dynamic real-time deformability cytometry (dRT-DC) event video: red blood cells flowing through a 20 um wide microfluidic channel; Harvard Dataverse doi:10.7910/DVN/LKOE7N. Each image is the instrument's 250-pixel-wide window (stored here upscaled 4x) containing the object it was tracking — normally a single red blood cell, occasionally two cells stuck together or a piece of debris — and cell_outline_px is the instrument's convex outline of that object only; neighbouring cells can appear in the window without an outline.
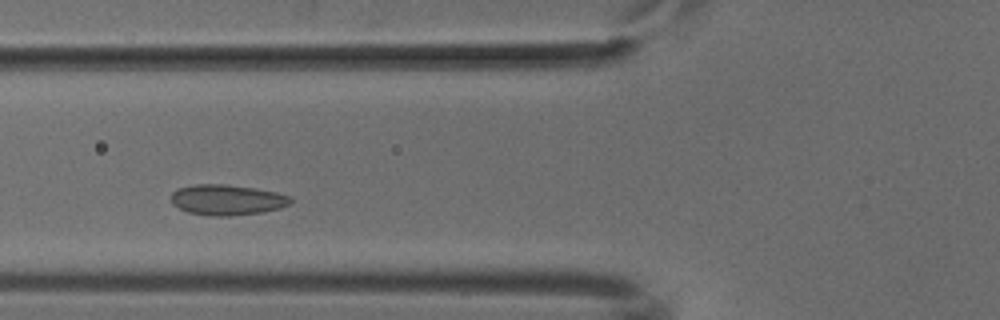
{"species": "common noctule bat (a hibernating species)", "species_latin": "Nyctalus noctula", "temperature_condition": "cold", "stored_images_in_passage": 43, "camera_frame_rate_fps": 3000, "um_per_image_px": 0.085, "animal": {"sex": "male", "body_mass_g": 18.8}, "frame": {"image": 1, "passage_image": 10, "time_ms": 3.0, "image_size_px": [1000, 320], "cell_outline_px": [[292, 204], [280, 208], [264, 212], [228, 216], [208, 216], [188, 212], [172, 204], [172, 192], [180, 188], [192, 184], [224, 184], [256, 188], [276, 192], [292, 196]], "centroid_in_image_um": [19.34, 16.99], "position_along_channel_um": 106.5, "area_um2": 21.44}}
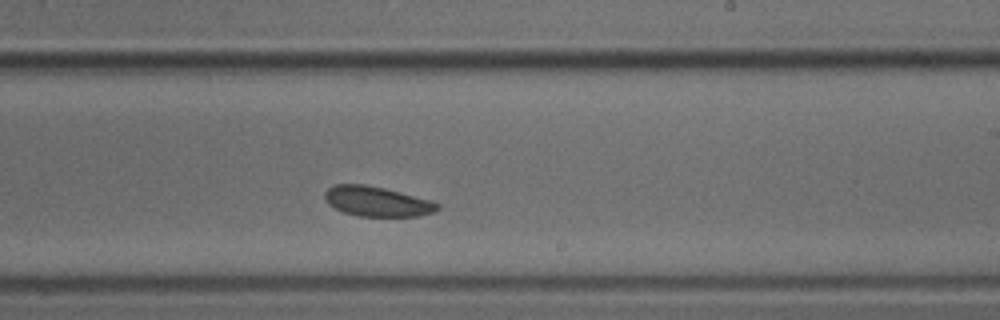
{"frame": {"image": 2, "passage_image": 22, "time_ms": 7.0, "image_size_px": [1000, 320], "cell_outline_px": [[440, 208], [432, 212], [420, 216], [356, 216], [344, 212], [328, 204], [324, 196], [324, 192], [328, 188], [336, 184], [364, 184], [384, 188], [432, 200], [440, 204]], "centroid_in_image_um": [32.05, 17.12], "position_along_channel_um": 257.0, "area_um2": 19.65}}
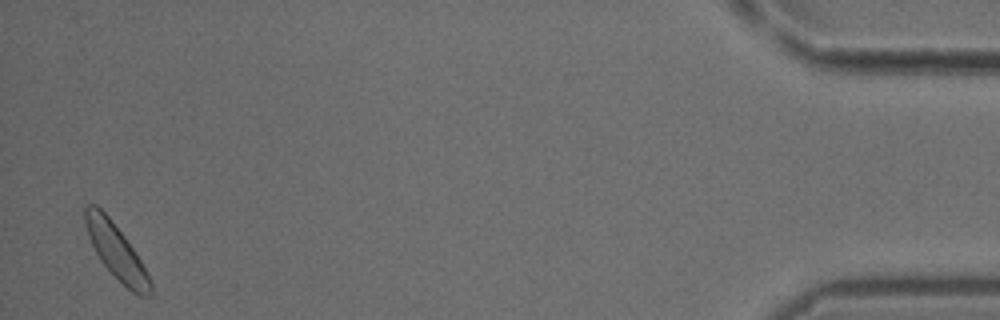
{"frame": {"image": 3, "passage_image": 42, "time_ms": 13.667, "image_size_px": [1000, 320], "cell_outline_px": [[152, 296], [136, 296], [100, 260], [88, 236], [84, 220], [84, 208], [88, 204], [96, 204], [108, 216], [124, 236], [140, 260], [152, 284]], "centroid_in_image_um": [9.87, 21.37], "position_along_channel_um": 425.3, "area_um2": 20.29}}